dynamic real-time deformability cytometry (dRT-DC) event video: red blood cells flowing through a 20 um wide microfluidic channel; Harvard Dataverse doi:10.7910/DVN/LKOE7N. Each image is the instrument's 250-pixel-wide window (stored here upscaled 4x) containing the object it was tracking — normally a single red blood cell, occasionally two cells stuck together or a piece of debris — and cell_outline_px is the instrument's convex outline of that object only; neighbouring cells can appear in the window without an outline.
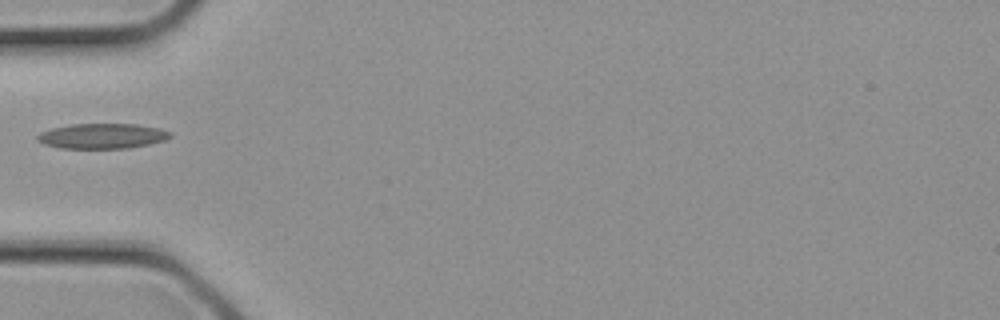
{"species": "common noctule bat (a hibernating species)", "species_latin": "Nyctalus noctula", "temperature_condition": "cold", "stored_images_in_passage": 2, "camera_frame_rate_fps": 3000, "um_per_image_px": 0.085, "animal": {"sex": "female", "body_mass_g": 21.9}, "frame": {"image": 1, "passage_image": 2, "time_ms": 0.333, "image_size_px": [1000, 320], "cell_outline_px": [[172, 136], [164, 140], [148, 144], [128, 148], [60, 148], [44, 144], [36, 140], [36, 136], [40, 132], [52, 128], [72, 124], [136, 124], [160, 128], [172, 132]], "centroid_in_image_um": [8.68, 11.56], "position_along_channel_um": 76.3, "area_um2": 19.48}}